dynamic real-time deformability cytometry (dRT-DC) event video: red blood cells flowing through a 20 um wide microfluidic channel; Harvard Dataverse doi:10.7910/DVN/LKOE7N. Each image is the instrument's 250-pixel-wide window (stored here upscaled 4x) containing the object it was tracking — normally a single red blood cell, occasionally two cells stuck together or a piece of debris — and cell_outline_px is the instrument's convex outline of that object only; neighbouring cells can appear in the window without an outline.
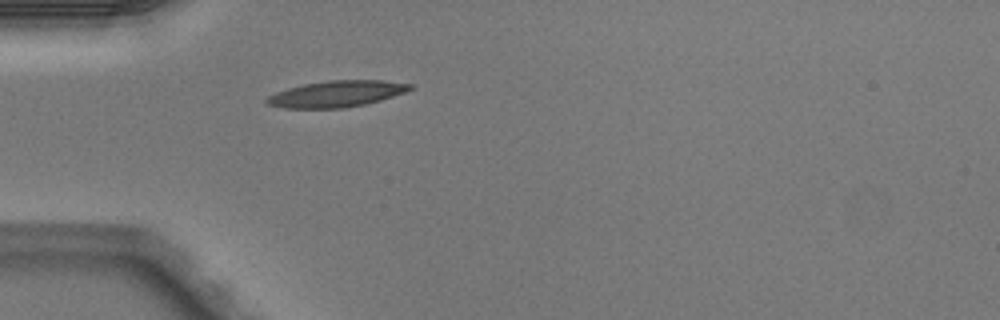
{"species": "Egyptian fruit bat (a non-hibernating species)", "species_latin": "Rousettus aegyptiacus", "temperature_condition": "warm", "stored_images_in_passage": 4, "camera_frame_rate_fps": 3000, "um_per_image_px": 0.085, "animal": {"sex": "male"}, "frame": {"image": 1, "passage_image": 1, "time_ms": 0.0, "image_size_px": [1000, 320], "cell_outline_px": [[412, 88], [404, 92], [380, 100], [364, 104], [340, 108], [284, 108], [268, 104], [264, 100], [268, 96], [276, 92], [288, 88], [304, 84], [328, 80], [384, 80], [412, 84]], "centroid_in_image_um": [28.58, 7.97], "position_along_channel_um": 56.4, "area_um2": 21.73}}
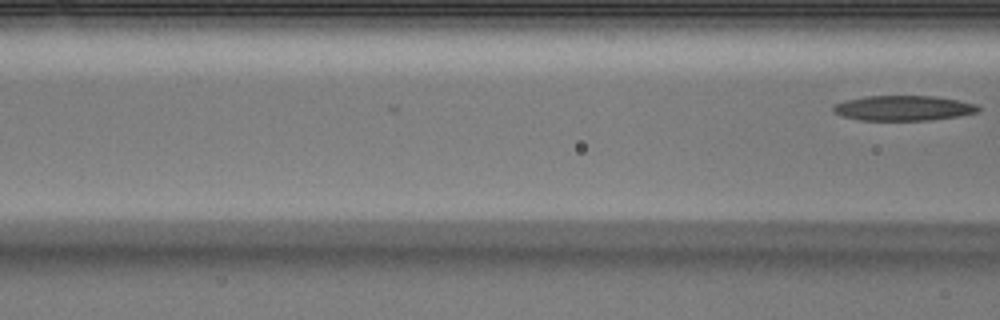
{"frame": {"image": 2, "passage_image": 4, "time_ms": 1.0, "image_size_px": [1000, 320], "cell_outline_px": [[980, 108], [976, 112], [956, 116], [932, 120], [860, 120], [840, 116], [832, 112], [832, 108], [836, 104], [844, 100], [864, 96], [936, 96], [976, 104]], "centroid_in_image_um": [76.72, 9.19], "position_along_channel_um": 89.9, "area_um2": 21.15}}